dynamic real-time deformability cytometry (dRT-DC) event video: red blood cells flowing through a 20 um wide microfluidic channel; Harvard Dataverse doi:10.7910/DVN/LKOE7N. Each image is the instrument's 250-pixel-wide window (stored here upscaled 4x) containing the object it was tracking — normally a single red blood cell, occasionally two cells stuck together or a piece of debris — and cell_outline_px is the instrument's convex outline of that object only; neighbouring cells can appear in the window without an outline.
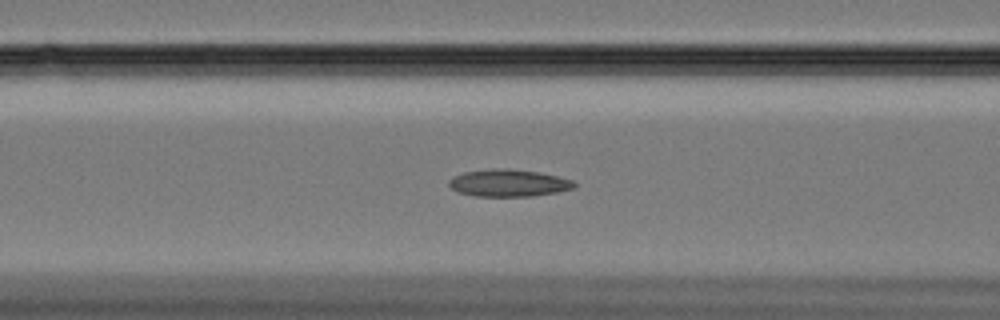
{"species": "Egyptian fruit bat (a non-hibernating species)", "species_latin": "Rousettus aegyptiacus", "temperature_condition": "cold", "stored_images_in_passage": 59, "camera_frame_rate_fps": 3000, "um_per_image_px": 0.085, "animal": {"sex": "female"}, "frame": {"image": 1, "passage_image": 24, "time_ms": 7.667, "image_size_px": [1000, 320], "cell_outline_px": [[576, 184], [572, 188], [560, 192], [532, 196], [476, 196], [456, 192], [448, 184], [448, 180], [452, 176], [464, 172], [492, 168], [508, 168], [540, 172], [572, 180]], "centroid_in_image_um": [43.19, 15.55], "position_along_channel_um": 123.4, "area_um2": 20.0}}
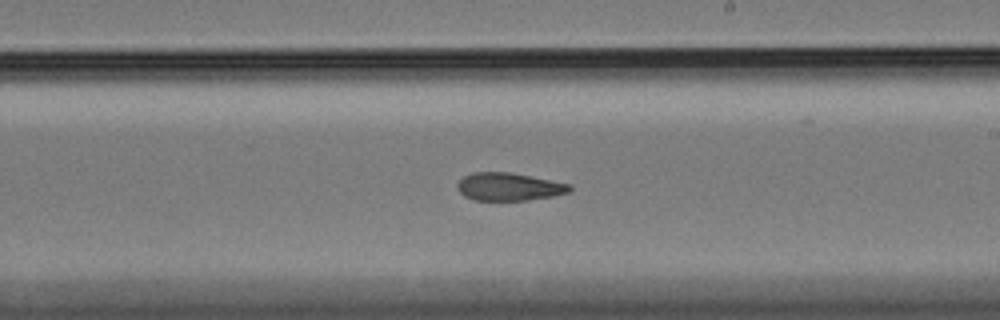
{"frame": {"image": 2, "passage_image": 35, "time_ms": 11.333, "image_size_px": [1000, 320], "cell_outline_px": [[572, 188], [568, 192], [552, 196], [528, 200], [472, 200], [464, 196], [456, 188], [456, 184], [464, 176], [472, 172], [508, 172], [572, 184]], "centroid_in_image_um": [43.23, 15.87], "position_along_channel_um": 245.8, "area_um2": 18.21}}
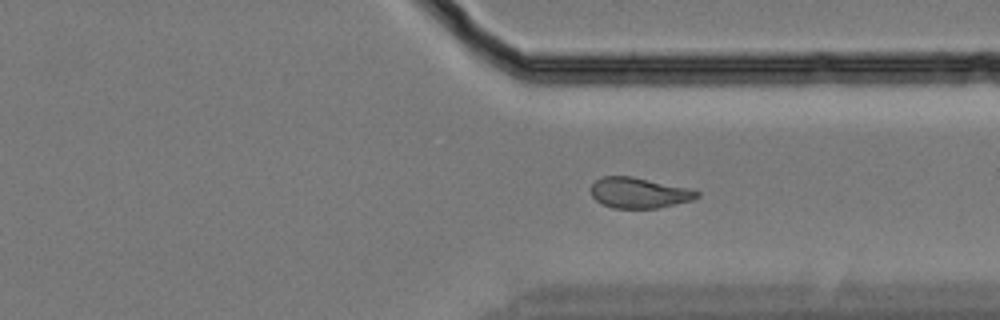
{"frame": {"image": 3, "passage_image": 45, "time_ms": 14.667, "image_size_px": [1000, 320], "cell_outline_px": [[700, 196], [692, 200], [656, 208], [612, 208], [600, 204], [592, 196], [592, 184], [596, 180], [604, 176], [632, 176], [688, 188], [700, 192]], "centroid_in_image_um": [54.3, 16.39], "position_along_channel_um": 357.1, "area_um2": 18.79}, "authors_computed_cell_mechanics": {"area_um2": 19.5942, "velocity_mm_per_s": 3.3355, "shape_relaxation_time_tau1_ms": null, "shape_relaxation_time_tau2_ms": 4.7586, "deformation_change_tau1": null, "deformation_change_tau2": 0.1169}}